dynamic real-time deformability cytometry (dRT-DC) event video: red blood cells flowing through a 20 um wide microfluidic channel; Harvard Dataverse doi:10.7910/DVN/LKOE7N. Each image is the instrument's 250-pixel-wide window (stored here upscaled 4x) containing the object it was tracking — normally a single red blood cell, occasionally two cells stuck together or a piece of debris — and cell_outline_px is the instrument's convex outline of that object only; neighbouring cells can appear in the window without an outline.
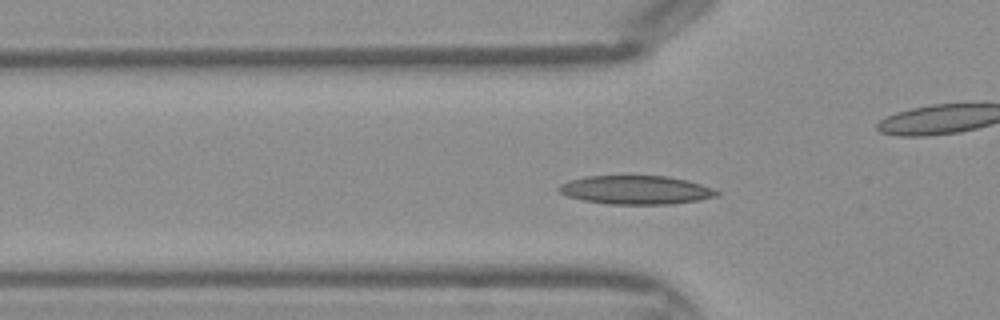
{"species": "Egyptian fruit bat (a non-hibernating species)", "species_latin": "Rousettus aegyptiacus", "temperature_condition": "warm", "stored_images_in_passage": 42, "camera_frame_rate_fps": 3000, "um_per_image_px": 0.085, "frame": {"image": 1, "passage_image": 12, "time_ms": 3.667, "image_size_px": [1000, 320], "cell_outline_px": [[720, 196], [700, 200], [672, 204], [608, 204], [584, 200], [568, 196], [560, 192], [556, 188], [560, 184], [572, 180], [588, 176], [668, 176], [688, 180], [712, 188], [720, 192]], "centroid_in_image_um": [54.1, 16.15], "position_along_channel_um": 71.7, "area_um2": 26.36}}
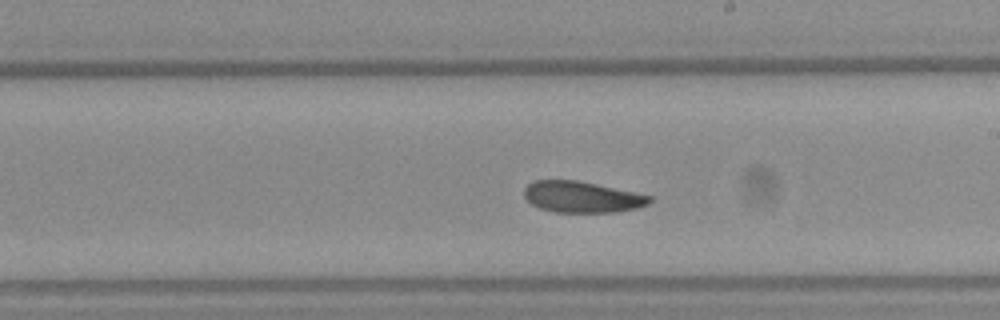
{"frame": {"image": 2, "passage_image": 23, "time_ms": 7.333, "image_size_px": [1000, 320], "cell_outline_px": [[652, 200], [648, 204], [640, 208], [616, 212], [556, 212], [540, 208], [532, 204], [524, 196], [524, 188], [532, 180], [576, 180], [596, 184], [652, 196]], "centroid_in_image_um": [49.47, 16.74], "position_along_channel_um": 239.5, "area_um2": 22.77}}
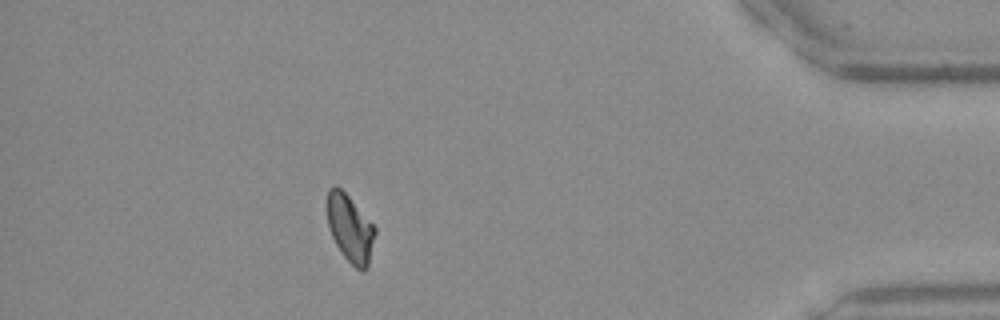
{"frame": {"image": 3, "passage_image": 37, "time_ms": 12.0, "image_size_px": [1000, 320], "cell_outline_px": [[376, 232], [368, 268], [364, 272], [360, 272], [344, 256], [336, 244], [332, 236], [328, 224], [328, 188], [336, 184], [348, 196], [376, 228]], "centroid_in_image_um": [29.78, 19.45], "position_along_channel_um": 405.4, "area_um2": 18.55}}